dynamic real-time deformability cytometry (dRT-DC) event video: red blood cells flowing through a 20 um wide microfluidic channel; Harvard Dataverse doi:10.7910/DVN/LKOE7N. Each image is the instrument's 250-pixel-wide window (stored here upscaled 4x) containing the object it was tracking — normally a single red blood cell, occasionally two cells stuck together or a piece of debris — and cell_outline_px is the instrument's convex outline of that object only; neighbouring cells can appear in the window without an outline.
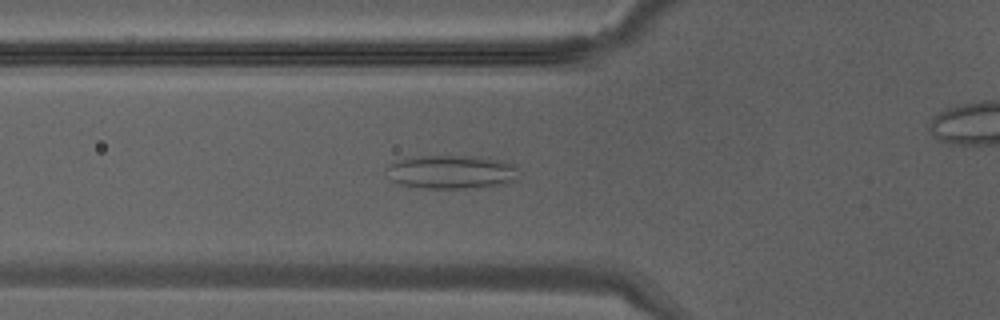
{"species": "Egyptian fruit bat (a non-hibernating species)", "species_latin": "Rousettus aegyptiacus", "temperature_condition": "warm", "stored_images_in_passage": 19, "camera_frame_rate_fps": 3000, "um_per_image_px": 0.085, "animal": {"sex": "male"}, "frame": {"image": 1, "passage_image": 8, "time_ms": 2.333, "image_size_px": [1000, 320], "cell_outline_px": [[516, 180], [496, 184], [464, 188], [424, 188], [400, 184], [392, 180], [384, 168], [388, 164], [400, 160], [420, 156], [480, 156], [508, 160], [516, 164]], "centroid_in_image_um": [38.37, 14.59], "position_along_channel_um": 87.4, "area_um2": 25.84}}
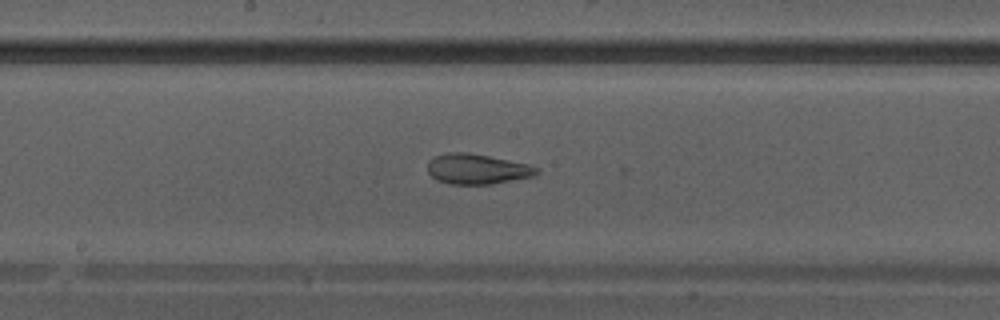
{"frame": {"image": 2, "passage_image": 15, "time_ms": 4.667, "image_size_px": [1000, 320], "cell_outline_px": [[540, 172], [536, 176], [492, 184], [448, 184], [436, 180], [428, 172], [428, 160], [432, 156], [448, 152], [468, 152], [528, 164], [536, 168]], "centroid_in_image_um": [40.52, 14.37], "position_along_channel_um": 207.7, "area_um2": 19.36}}